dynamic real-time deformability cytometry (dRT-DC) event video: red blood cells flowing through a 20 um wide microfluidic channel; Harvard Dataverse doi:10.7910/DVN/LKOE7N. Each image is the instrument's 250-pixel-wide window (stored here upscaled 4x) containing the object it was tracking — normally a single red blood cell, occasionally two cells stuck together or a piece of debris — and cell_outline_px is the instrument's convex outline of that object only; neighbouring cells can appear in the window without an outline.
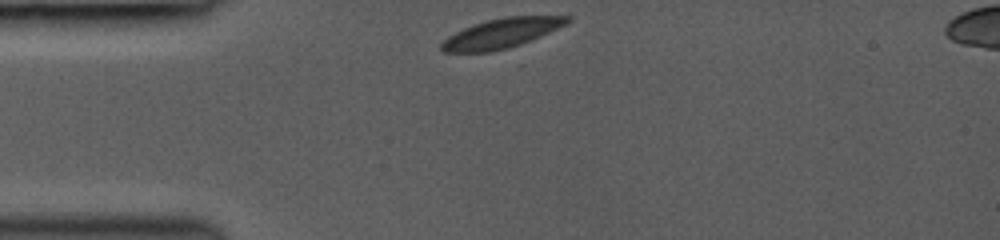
{"species": "common noctule bat (a hibernating species)", "species_latin": "Nyctalus noctula", "temperature_condition": "room temperature", "stored_images_in_passage": 30, "camera_frame_rate_fps": 3000, "um_per_image_px": 0.085, "animal": {"sex": "female", "body_mass_g": 19.0, "forearm_length_mm": 53.3}, "frame": {"image": 1, "passage_image": 1, "time_ms": 0.0, "image_size_px": [1000, 240], "cell_outline_px": [[572, 20], [532, 40], [508, 48], [492, 52], [444, 52], [440, 48], [440, 44], [448, 36], [472, 24], [504, 16], [572, 16]], "centroid_in_image_um": [42.59, 2.83], "position_along_channel_um": 42.4, "area_um2": 21.56}}
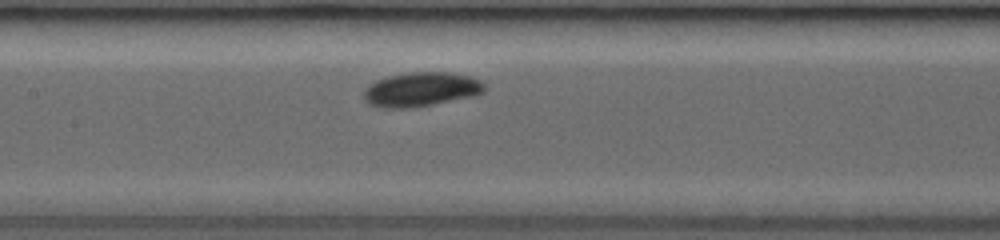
{"frame": {"image": 2, "passage_image": 12, "time_ms": 3.667, "image_size_px": [1000, 240], "cell_outline_px": [[488, 88], [484, 92], [476, 96], [432, 104], [408, 108], [380, 108], [368, 104], [364, 100], [364, 88], [368, 84], [376, 80], [388, 76], [408, 72], [452, 72], [472, 76], [480, 80]], "centroid_in_image_um": [35.81, 7.59], "position_along_channel_um": 171.6, "area_um2": 24.57}}
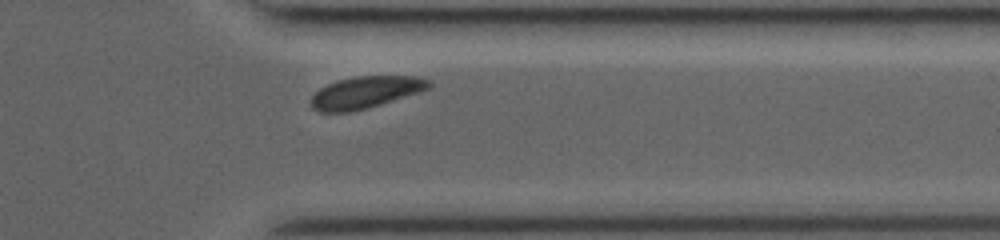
{"frame": {"image": 3, "passage_image": 27, "time_ms": 8.667, "image_size_px": [1000, 240], "cell_outline_px": [[432, 88], [368, 108], [352, 112], [320, 112], [312, 108], [312, 96], [320, 88], [336, 80], [356, 76], [416, 76], [432, 80]], "centroid_in_image_um": [31.11, 7.84], "position_along_channel_um": 380.3, "area_um2": 22.02}, "authors_computed_cell_mechanics": {"area_um2": 23.2067, "velocity_mm_per_s": 4.1533, "shape_relaxation_time_tau1_ms": 3.1798, "shape_relaxation_time_tau2_ms": null, "deformation_change_tau1": 0.0916, "deformation_change_tau2": null}}